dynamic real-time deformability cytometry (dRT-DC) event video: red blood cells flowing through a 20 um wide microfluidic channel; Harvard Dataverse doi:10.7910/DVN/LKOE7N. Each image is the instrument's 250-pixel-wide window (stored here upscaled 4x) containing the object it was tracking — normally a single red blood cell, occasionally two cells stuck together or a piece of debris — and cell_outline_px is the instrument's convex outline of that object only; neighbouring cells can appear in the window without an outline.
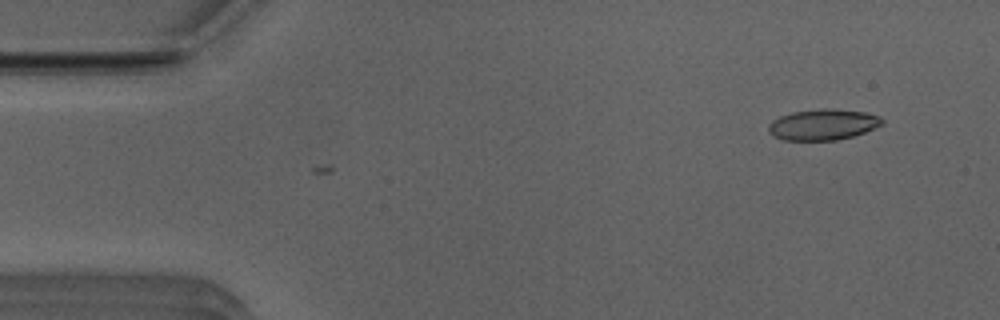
{"species": "Egyptian fruit bat (a non-hibernating species)", "species_latin": "Rousettus aegyptiacus", "temperature_condition": "room temperature", "stored_images_in_passage": 4, "camera_frame_rate_fps": 3000, "um_per_image_px": 0.085, "animal": {"sex": "male"}, "frame": {"image": 1, "passage_image": 4, "time_ms": 1.0, "image_size_px": [1000, 320], "cell_outline_px": [[884, 124], [864, 132], [852, 136], [836, 140], [784, 140], [772, 136], [768, 132], [768, 124], [772, 120], [780, 116], [792, 112], [820, 108], [832, 108], [864, 112], [880, 116], [884, 120]], "centroid_in_image_um": [69.93, 10.58], "position_along_channel_um": 15.1, "area_um2": 20.63}}